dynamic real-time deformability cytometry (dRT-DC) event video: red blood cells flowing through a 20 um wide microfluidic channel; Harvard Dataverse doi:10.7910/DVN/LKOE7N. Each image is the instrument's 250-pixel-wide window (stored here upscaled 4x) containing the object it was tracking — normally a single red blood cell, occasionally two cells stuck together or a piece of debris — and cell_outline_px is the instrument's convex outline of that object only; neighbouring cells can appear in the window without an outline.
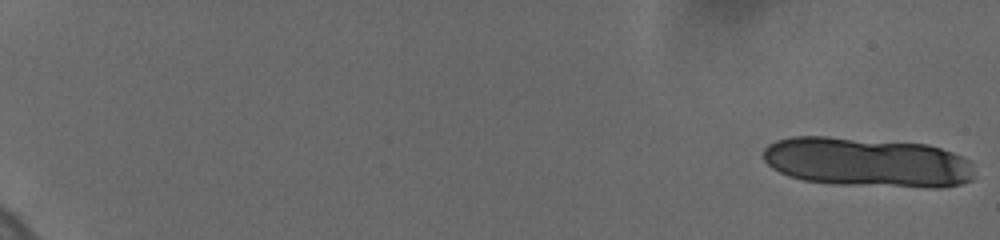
{"species": "human", "species_latin": "Homo sapiens", "temperature_condition": "cold", "stored_images_in_passage": 43, "camera_frame_rate_fps": 3000, "um_per_image_px": 0.085, "donor": {"sex": "female"}, "frame": {"image": 1, "passage_image": 1, "time_ms": 0.0, "image_size_px": [1000, 240], "cell_outline_px": [[972, 180], [960, 184], [944, 188], [924, 188], [832, 184], [804, 180], [788, 176], [772, 168], [764, 160], [764, 148], [768, 144], [776, 140], [792, 136], [824, 136], [928, 144], [952, 152], [968, 160], [972, 176]], "centroid_in_image_um": [73.68, 13.8], "position_along_channel_um": 11.3, "area_um2": 61.27}}